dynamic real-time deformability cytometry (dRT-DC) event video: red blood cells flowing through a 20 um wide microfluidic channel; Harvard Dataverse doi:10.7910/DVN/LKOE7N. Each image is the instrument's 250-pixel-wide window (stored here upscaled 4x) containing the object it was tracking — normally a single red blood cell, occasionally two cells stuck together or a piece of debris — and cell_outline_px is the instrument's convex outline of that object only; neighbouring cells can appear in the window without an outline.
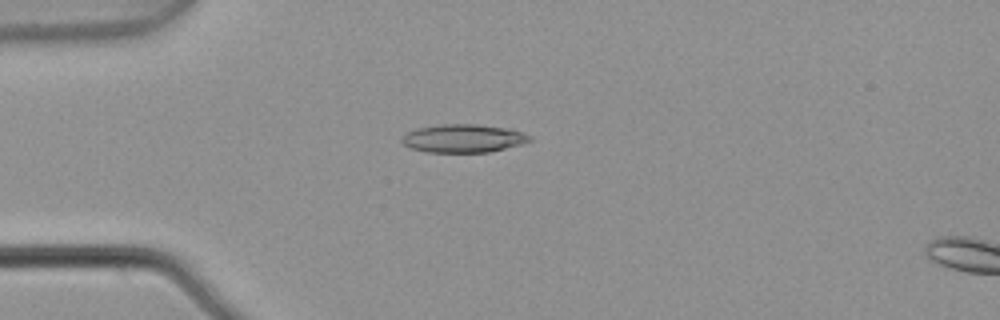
{"species": "common noctule bat (a hibernating species)", "species_latin": "Nyctalus noctula", "temperature_condition": "warm", "stored_images_in_passage": 6, "camera_frame_rate_fps": 3000, "um_per_image_px": 0.085, "animal": {"sex": "male", "body_mass_g": 21.5, "forearm_length_mm": 52.0}, "frame": {"image": 1, "passage_image": 5, "time_ms": 1.333, "image_size_px": [1000, 320], "cell_outline_px": [[532, 140], [520, 144], [488, 152], [424, 152], [412, 148], [404, 144], [400, 140], [408, 132], [416, 128], [440, 124], [476, 124], [508, 128], [524, 132], [532, 136]], "centroid_in_image_um": [39.39, 11.75], "position_along_channel_um": 45.6, "area_um2": 20.98}}